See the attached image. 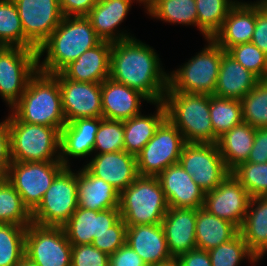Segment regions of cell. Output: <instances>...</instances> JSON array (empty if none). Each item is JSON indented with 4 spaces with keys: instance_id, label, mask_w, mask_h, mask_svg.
<instances>
[{
    "instance_id": "obj_22",
    "label": "cell",
    "mask_w": 267,
    "mask_h": 266,
    "mask_svg": "<svg viewBox=\"0 0 267 266\" xmlns=\"http://www.w3.org/2000/svg\"><path fill=\"white\" fill-rule=\"evenodd\" d=\"M141 100L148 99L140 92L125 84L108 78L101 83V102L103 118L126 120L141 114Z\"/></svg>"
},
{
    "instance_id": "obj_50",
    "label": "cell",
    "mask_w": 267,
    "mask_h": 266,
    "mask_svg": "<svg viewBox=\"0 0 267 266\" xmlns=\"http://www.w3.org/2000/svg\"><path fill=\"white\" fill-rule=\"evenodd\" d=\"M10 133L7 120L0 122V171L6 176L11 164Z\"/></svg>"
},
{
    "instance_id": "obj_44",
    "label": "cell",
    "mask_w": 267,
    "mask_h": 266,
    "mask_svg": "<svg viewBox=\"0 0 267 266\" xmlns=\"http://www.w3.org/2000/svg\"><path fill=\"white\" fill-rule=\"evenodd\" d=\"M126 230L127 225L120 218L109 231L95 236L92 245L110 256L126 243Z\"/></svg>"
},
{
    "instance_id": "obj_38",
    "label": "cell",
    "mask_w": 267,
    "mask_h": 266,
    "mask_svg": "<svg viewBox=\"0 0 267 266\" xmlns=\"http://www.w3.org/2000/svg\"><path fill=\"white\" fill-rule=\"evenodd\" d=\"M27 227L0 223V266H14L25 257Z\"/></svg>"
},
{
    "instance_id": "obj_9",
    "label": "cell",
    "mask_w": 267,
    "mask_h": 266,
    "mask_svg": "<svg viewBox=\"0 0 267 266\" xmlns=\"http://www.w3.org/2000/svg\"><path fill=\"white\" fill-rule=\"evenodd\" d=\"M185 144L182 133L166 118L137 154L138 174L157 177L166 168L179 162Z\"/></svg>"
},
{
    "instance_id": "obj_11",
    "label": "cell",
    "mask_w": 267,
    "mask_h": 266,
    "mask_svg": "<svg viewBox=\"0 0 267 266\" xmlns=\"http://www.w3.org/2000/svg\"><path fill=\"white\" fill-rule=\"evenodd\" d=\"M65 168L61 161L11 162L7 180L32 212L41 202L55 177Z\"/></svg>"
},
{
    "instance_id": "obj_45",
    "label": "cell",
    "mask_w": 267,
    "mask_h": 266,
    "mask_svg": "<svg viewBox=\"0 0 267 266\" xmlns=\"http://www.w3.org/2000/svg\"><path fill=\"white\" fill-rule=\"evenodd\" d=\"M71 266H110V256L92 244L74 245Z\"/></svg>"
},
{
    "instance_id": "obj_41",
    "label": "cell",
    "mask_w": 267,
    "mask_h": 266,
    "mask_svg": "<svg viewBox=\"0 0 267 266\" xmlns=\"http://www.w3.org/2000/svg\"><path fill=\"white\" fill-rule=\"evenodd\" d=\"M231 173L249 193L250 197L267 196V162H243Z\"/></svg>"
},
{
    "instance_id": "obj_6",
    "label": "cell",
    "mask_w": 267,
    "mask_h": 266,
    "mask_svg": "<svg viewBox=\"0 0 267 266\" xmlns=\"http://www.w3.org/2000/svg\"><path fill=\"white\" fill-rule=\"evenodd\" d=\"M156 176H138L119 196L120 216L127 226L159 224L168 211Z\"/></svg>"
},
{
    "instance_id": "obj_51",
    "label": "cell",
    "mask_w": 267,
    "mask_h": 266,
    "mask_svg": "<svg viewBox=\"0 0 267 266\" xmlns=\"http://www.w3.org/2000/svg\"><path fill=\"white\" fill-rule=\"evenodd\" d=\"M176 259L181 266H212L208 251L199 248L185 252Z\"/></svg>"
},
{
    "instance_id": "obj_27",
    "label": "cell",
    "mask_w": 267,
    "mask_h": 266,
    "mask_svg": "<svg viewBox=\"0 0 267 266\" xmlns=\"http://www.w3.org/2000/svg\"><path fill=\"white\" fill-rule=\"evenodd\" d=\"M120 193L85 167L77 171L78 207L93 211L119 208Z\"/></svg>"
},
{
    "instance_id": "obj_46",
    "label": "cell",
    "mask_w": 267,
    "mask_h": 266,
    "mask_svg": "<svg viewBox=\"0 0 267 266\" xmlns=\"http://www.w3.org/2000/svg\"><path fill=\"white\" fill-rule=\"evenodd\" d=\"M251 42L267 54V5L256 4L255 30Z\"/></svg>"
},
{
    "instance_id": "obj_14",
    "label": "cell",
    "mask_w": 267,
    "mask_h": 266,
    "mask_svg": "<svg viewBox=\"0 0 267 266\" xmlns=\"http://www.w3.org/2000/svg\"><path fill=\"white\" fill-rule=\"evenodd\" d=\"M24 36L38 49L61 22L59 0H13Z\"/></svg>"
},
{
    "instance_id": "obj_39",
    "label": "cell",
    "mask_w": 267,
    "mask_h": 266,
    "mask_svg": "<svg viewBox=\"0 0 267 266\" xmlns=\"http://www.w3.org/2000/svg\"><path fill=\"white\" fill-rule=\"evenodd\" d=\"M241 103L243 122L254 128L267 127V79H260Z\"/></svg>"
},
{
    "instance_id": "obj_30",
    "label": "cell",
    "mask_w": 267,
    "mask_h": 266,
    "mask_svg": "<svg viewBox=\"0 0 267 266\" xmlns=\"http://www.w3.org/2000/svg\"><path fill=\"white\" fill-rule=\"evenodd\" d=\"M240 233L239 228L231 222L218 218L205 208L196 209V246L210 250L227 243Z\"/></svg>"
},
{
    "instance_id": "obj_49",
    "label": "cell",
    "mask_w": 267,
    "mask_h": 266,
    "mask_svg": "<svg viewBox=\"0 0 267 266\" xmlns=\"http://www.w3.org/2000/svg\"><path fill=\"white\" fill-rule=\"evenodd\" d=\"M97 0H59L63 16H86Z\"/></svg>"
},
{
    "instance_id": "obj_36",
    "label": "cell",
    "mask_w": 267,
    "mask_h": 266,
    "mask_svg": "<svg viewBox=\"0 0 267 266\" xmlns=\"http://www.w3.org/2000/svg\"><path fill=\"white\" fill-rule=\"evenodd\" d=\"M0 223L19 226L32 223V212L6 177L0 182Z\"/></svg>"
},
{
    "instance_id": "obj_28",
    "label": "cell",
    "mask_w": 267,
    "mask_h": 266,
    "mask_svg": "<svg viewBox=\"0 0 267 266\" xmlns=\"http://www.w3.org/2000/svg\"><path fill=\"white\" fill-rule=\"evenodd\" d=\"M259 80L222 49V61L213 95L241 100Z\"/></svg>"
},
{
    "instance_id": "obj_55",
    "label": "cell",
    "mask_w": 267,
    "mask_h": 266,
    "mask_svg": "<svg viewBox=\"0 0 267 266\" xmlns=\"http://www.w3.org/2000/svg\"><path fill=\"white\" fill-rule=\"evenodd\" d=\"M253 4H262V5H267V0H257L256 2H253Z\"/></svg>"
},
{
    "instance_id": "obj_40",
    "label": "cell",
    "mask_w": 267,
    "mask_h": 266,
    "mask_svg": "<svg viewBox=\"0 0 267 266\" xmlns=\"http://www.w3.org/2000/svg\"><path fill=\"white\" fill-rule=\"evenodd\" d=\"M208 253L212 266H238L247 257L251 263L258 262L240 233L227 243L208 250Z\"/></svg>"
},
{
    "instance_id": "obj_33",
    "label": "cell",
    "mask_w": 267,
    "mask_h": 266,
    "mask_svg": "<svg viewBox=\"0 0 267 266\" xmlns=\"http://www.w3.org/2000/svg\"><path fill=\"white\" fill-rule=\"evenodd\" d=\"M0 46L37 50L24 36L22 23L13 0H0Z\"/></svg>"
},
{
    "instance_id": "obj_21",
    "label": "cell",
    "mask_w": 267,
    "mask_h": 266,
    "mask_svg": "<svg viewBox=\"0 0 267 266\" xmlns=\"http://www.w3.org/2000/svg\"><path fill=\"white\" fill-rule=\"evenodd\" d=\"M161 225L173 258L197 248L196 209L169 207Z\"/></svg>"
},
{
    "instance_id": "obj_5",
    "label": "cell",
    "mask_w": 267,
    "mask_h": 266,
    "mask_svg": "<svg viewBox=\"0 0 267 266\" xmlns=\"http://www.w3.org/2000/svg\"><path fill=\"white\" fill-rule=\"evenodd\" d=\"M6 120L13 162L60 161V129L25 123L12 113Z\"/></svg>"
},
{
    "instance_id": "obj_13",
    "label": "cell",
    "mask_w": 267,
    "mask_h": 266,
    "mask_svg": "<svg viewBox=\"0 0 267 266\" xmlns=\"http://www.w3.org/2000/svg\"><path fill=\"white\" fill-rule=\"evenodd\" d=\"M179 164L205 193L214 190L230 173L217 144L186 143Z\"/></svg>"
},
{
    "instance_id": "obj_20",
    "label": "cell",
    "mask_w": 267,
    "mask_h": 266,
    "mask_svg": "<svg viewBox=\"0 0 267 266\" xmlns=\"http://www.w3.org/2000/svg\"><path fill=\"white\" fill-rule=\"evenodd\" d=\"M126 244L147 266L159 265L173 259L161 223L127 226Z\"/></svg>"
},
{
    "instance_id": "obj_12",
    "label": "cell",
    "mask_w": 267,
    "mask_h": 266,
    "mask_svg": "<svg viewBox=\"0 0 267 266\" xmlns=\"http://www.w3.org/2000/svg\"><path fill=\"white\" fill-rule=\"evenodd\" d=\"M72 245L63 227L28 225L25 257L37 266H71Z\"/></svg>"
},
{
    "instance_id": "obj_26",
    "label": "cell",
    "mask_w": 267,
    "mask_h": 266,
    "mask_svg": "<svg viewBox=\"0 0 267 266\" xmlns=\"http://www.w3.org/2000/svg\"><path fill=\"white\" fill-rule=\"evenodd\" d=\"M135 0H97L95 6L86 17L97 36L102 41L111 43L133 38L132 35L120 31L115 32L130 10Z\"/></svg>"
},
{
    "instance_id": "obj_48",
    "label": "cell",
    "mask_w": 267,
    "mask_h": 266,
    "mask_svg": "<svg viewBox=\"0 0 267 266\" xmlns=\"http://www.w3.org/2000/svg\"><path fill=\"white\" fill-rule=\"evenodd\" d=\"M247 162H267V127L256 128L253 146L248 156Z\"/></svg>"
},
{
    "instance_id": "obj_47",
    "label": "cell",
    "mask_w": 267,
    "mask_h": 266,
    "mask_svg": "<svg viewBox=\"0 0 267 266\" xmlns=\"http://www.w3.org/2000/svg\"><path fill=\"white\" fill-rule=\"evenodd\" d=\"M110 266H147V264L125 243L115 253L110 255Z\"/></svg>"
},
{
    "instance_id": "obj_10",
    "label": "cell",
    "mask_w": 267,
    "mask_h": 266,
    "mask_svg": "<svg viewBox=\"0 0 267 266\" xmlns=\"http://www.w3.org/2000/svg\"><path fill=\"white\" fill-rule=\"evenodd\" d=\"M38 71L37 50L0 46V96L12 108Z\"/></svg>"
},
{
    "instance_id": "obj_7",
    "label": "cell",
    "mask_w": 267,
    "mask_h": 266,
    "mask_svg": "<svg viewBox=\"0 0 267 266\" xmlns=\"http://www.w3.org/2000/svg\"><path fill=\"white\" fill-rule=\"evenodd\" d=\"M195 57L168 75L167 91L213 95L222 61V48L213 40Z\"/></svg>"
},
{
    "instance_id": "obj_43",
    "label": "cell",
    "mask_w": 267,
    "mask_h": 266,
    "mask_svg": "<svg viewBox=\"0 0 267 266\" xmlns=\"http://www.w3.org/2000/svg\"><path fill=\"white\" fill-rule=\"evenodd\" d=\"M226 53L259 79H267V54L252 42L235 45Z\"/></svg>"
},
{
    "instance_id": "obj_2",
    "label": "cell",
    "mask_w": 267,
    "mask_h": 266,
    "mask_svg": "<svg viewBox=\"0 0 267 266\" xmlns=\"http://www.w3.org/2000/svg\"><path fill=\"white\" fill-rule=\"evenodd\" d=\"M101 41L86 16H63L56 29L37 49L38 70L47 74L60 73ZM44 52L47 55L39 64Z\"/></svg>"
},
{
    "instance_id": "obj_18",
    "label": "cell",
    "mask_w": 267,
    "mask_h": 266,
    "mask_svg": "<svg viewBox=\"0 0 267 266\" xmlns=\"http://www.w3.org/2000/svg\"><path fill=\"white\" fill-rule=\"evenodd\" d=\"M120 218L119 208L93 211L78 207L62 227L72 246L92 244L95 236L109 231Z\"/></svg>"
},
{
    "instance_id": "obj_24",
    "label": "cell",
    "mask_w": 267,
    "mask_h": 266,
    "mask_svg": "<svg viewBox=\"0 0 267 266\" xmlns=\"http://www.w3.org/2000/svg\"><path fill=\"white\" fill-rule=\"evenodd\" d=\"M256 4L237 2L228 12L221 29L212 38L224 51L251 42L255 30Z\"/></svg>"
},
{
    "instance_id": "obj_1",
    "label": "cell",
    "mask_w": 267,
    "mask_h": 266,
    "mask_svg": "<svg viewBox=\"0 0 267 266\" xmlns=\"http://www.w3.org/2000/svg\"><path fill=\"white\" fill-rule=\"evenodd\" d=\"M149 45L135 37L112 43L109 78L143 94L150 103L163 102L168 75Z\"/></svg>"
},
{
    "instance_id": "obj_3",
    "label": "cell",
    "mask_w": 267,
    "mask_h": 266,
    "mask_svg": "<svg viewBox=\"0 0 267 266\" xmlns=\"http://www.w3.org/2000/svg\"><path fill=\"white\" fill-rule=\"evenodd\" d=\"M11 110L19 121L61 130L66 119L58 78L38 70L29 79L24 93Z\"/></svg>"
},
{
    "instance_id": "obj_8",
    "label": "cell",
    "mask_w": 267,
    "mask_h": 266,
    "mask_svg": "<svg viewBox=\"0 0 267 266\" xmlns=\"http://www.w3.org/2000/svg\"><path fill=\"white\" fill-rule=\"evenodd\" d=\"M77 208V173L65 167L32 211V223L62 227Z\"/></svg>"
},
{
    "instance_id": "obj_15",
    "label": "cell",
    "mask_w": 267,
    "mask_h": 266,
    "mask_svg": "<svg viewBox=\"0 0 267 266\" xmlns=\"http://www.w3.org/2000/svg\"><path fill=\"white\" fill-rule=\"evenodd\" d=\"M54 75L59 81L66 123L80 118H103L101 83L75 82L61 72Z\"/></svg>"
},
{
    "instance_id": "obj_52",
    "label": "cell",
    "mask_w": 267,
    "mask_h": 266,
    "mask_svg": "<svg viewBox=\"0 0 267 266\" xmlns=\"http://www.w3.org/2000/svg\"><path fill=\"white\" fill-rule=\"evenodd\" d=\"M14 266H37L35 263L30 261L27 257H24L21 261H19Z\"/></svg>"
},
{
    "instance_id": "obj_19",
    "label": "cell",
    "mask_w": 267,
    "mask_h": 266,
    "mask_svg": "<svg viewBox=\"0 0 267 266\" xmlns=\"http://www.w3.org/2000/svg\"><path fill=\"white\" fill-rule=\"evenodd\" d=\"M84 167L95 177L109 183L119 193L139 176L136 156L124 150L95 154Z\"/></svg>"
},
{
    "instance_id": "obj_37",
    "label": "cell",
    "mask_w": 267,
    "mask_h": 266,
    "mask_svg": "<svg viewBox=\"0 0 267 266\" xmlns=\"http://www.w3.org/2000/svg\"><path fill=\"white\" fill-rule=\"evenodd\" d=\"M147 13L165 22L197 27L195 0H156Z\"/></svg>"
},
{
    "instance_id": "obj_35",
    "label": "cell",
    "mask_w": 267,
    "mask_h": 266,
    "mask_svg": "<svg viewBox=\"0 0 267 266\" xmlns=\"http://www.w3.org/2000/svg\"><path fill=\"white\" fill-rule=\"evenodd\" d=\"M237 2L232 0H195L197 28L206 40L212 39L221 29L228 12Z\"/></svg>"
},
{
    "instance_id": "obj_16",
    "label": "cell",
    "mask_w": 267,
    "mask_h": 266,
    "mask_svg": "<svg viewBox=\"0 0 267 266\" xmlns=\"http://www.w3.org/2000/svg\"><path fill=\"white\" fill-rule=\"evenodd\" d=\"M250 198L249 193L230 172L214 190L205 193L203 208L240 229Z\"/></svg>"
},
{
    "instance_id": "obj_4",
    "label": "cell",
    "mask_w": 267,
    "mask_h": 266,
    "mask_svg": "<svg viewBox=\"0 0 267 266\" xmlns=\"http://www.w3.org/2000/svg\"><path fill=\"white\" fill-rule=\"evenodd\" d=\"M163 103L167 118L186 143L217 144L210 118V95L166 91Z\"/></svg>"
},
{
    "instance_id": "obj_42",
    "label": "cell",
    "mask_w": 267,
    "mask_h": 266,
    "mask_svg": "<svg viewBox=\"0 0 267 266\" xmlns=\"http://www.w3.org/2000/svg\"><path fill=\"white\" fill-rule=\"evenodd\" d=\"M124 150V127L122 120L100 118L93 152L102 154Z\"/></svg>"
},
{
    "instance_id": "obj_54",
    "label": "cell",
    "mask_w": 267,
    "mask_h": 266,
    "mask_svg": "<svg viewBox=\"0 0 267 266\" xmlns=\"http://www.w3.org/2000/svg\"><path fill=\"white\" fill-rule=\"evenodd\" d=\"M139 3H143L145 6V9H148L156 0H136Z\"/></svg>"
},
{
    "instance_id": "obj_25",
    "label": "cell",
    "mask_w": 267,
    "mask_h": 266,
    "mask_svg": "<svg viewBox=\"0 0 267 266\" xmlns=\"http://www.w3.org/2000/svg\"><path fill=\"white\" fill-rule=\"evenodd\" d=\"M100 118H80L68 122L61 129L60 161L70 167L68 157H86L93 153Z\"/></svg>"
},
{
    "instance_id": "obj_32",
    "label": "cell",
    "mask_w": 267,
    "mask_h": 266,
    "mask_svg": "<svg viewBox=\"0 0 267 266\" xmlns=\"http://www.w3.org/2000/svg\"><path fill=\"white\" fill-rule=\"evenodd\" d=\"M255 134L256 128L242 122L218 138L219 152L230 172L239 164L247 162Z\"/></svg>"
},
{
    "instance_id": "obj_31",
    "label": "cell",
    "mask_w": 267,
    "mask_h": 266,
    "mask_svg": "<svg viewBox=\"0 0 267 266\" xmlns=\"http://www.w3.org/2000/svg\"><path fill=\"white\" fill-rule=\"evenodd\" d=\"M156 113L151 116L139 114L130 119L123 120L124 151L134 156L143 149L155 135L159 125L167 118L166 107L163 102L154 104Z\"/></svg>"
},
{
    "instance_id": "obj_29",
    "label": "cell",
    "mask_w": 267,
    "mask_h": 266,
    "mask_svg": "<svg viewBox=\"0 0 267 266\" xmlns=\"http://www.w3.org/2000/svg\"><path fill=\"white\" fill-rule=\"evenodd\" d=\"M239 231L249 250L260 260L267 252V196L250 198Z\"/></svg>"
},
{
    "instance_id": "obj_17",
    "label": "cell",
    "mask_w": 267,
    "mask_h": 266,
    "mask_svg": "<svg viewBox=\"0 0 267 266\" xmlns=\"http://www.w3.org/2000/svg\"><path fill=\"white\" fill-rule=\"evenodd\" d=\"M157 178L164 191L168 207L186 209L203 207L205 192L179 162L166 168Z\"/></svg>"
},
{
    "instance_id": "obj_56",
    "label": "cell",
    "mask_w": 267,
    "mask_h": 266,
    "mask_svg": "<svg viewBox=\"0 0 267 266\" xmlns=\"http://www.w3.org/2000/svg\"><path fill=\"white\" fill-rule=\"evenodd\" d=\"M5 178V175L0 171V182Z\"/></svg>"
},
{
    "instance_id": "obj_53",
    "label": "cell",
    "mask_w": 267,
    "mask_h": 266,
    "mask_svg": "<svg viewBox=\"0 0 267 266\" xmlns=\"http://www.w3.org/2000/svg\"><path fill=\"white\" fill-rule=\"evenodd\" d=\"M155 266H181L176 258Z\"/></svg>"
},
{
    "instance_id": "obj_34",
    "label": "cell",
    "mask_w": 267,
    "mask_h": 266,
    "mask_svg": "<svg viewBox=\"0 0 267 266\" xmlns=\"http://www.w3.org/2000/svg\"><path fill=\"white\" fill-rule=\"evenodd\" d=\"M209 113L217 140L224 133L243 122L242 103L238 99L210 95Z\"/></svg>"
},
{
    "instance_id": "obj_23",
    "label": "cell",
    "mask_w": 267,
    "mask_h": 266,
    "mask_svg": "<svg viewBox=\"0 0 267 266\" xmlns=\"http://www.w3.org/2000/svg\"><path fill=\"white\" fill-rule=\"evenodd\" d=\"M112 43L101 41L88 49L61 73L75 82L102 83L109 78Z\"/></svg>"
}]
</instances>
